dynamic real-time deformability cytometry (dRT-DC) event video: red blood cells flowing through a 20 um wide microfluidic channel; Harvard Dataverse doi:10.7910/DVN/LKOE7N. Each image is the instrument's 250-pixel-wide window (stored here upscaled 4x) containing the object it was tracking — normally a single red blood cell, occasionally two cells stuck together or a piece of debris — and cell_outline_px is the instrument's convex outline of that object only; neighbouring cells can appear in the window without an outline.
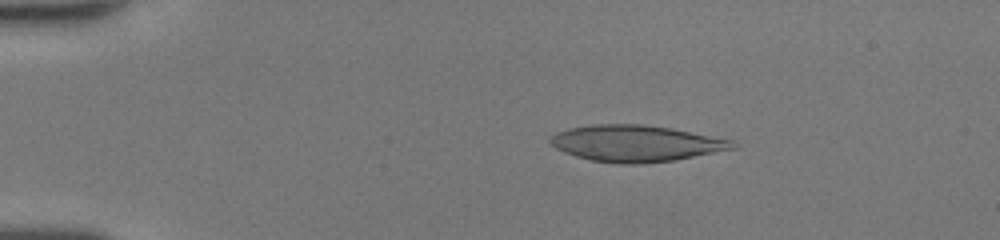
{"species": "human", "species_latin": "Homo sapiens", "temperature_condition": "room temperature", "stored_images_in_passage": 49, "camera_frame_rate_fps": 3000, "um_per_image_px": 0.085, "donor": {"sex": "female"}, "frame": {"image": 1, "passage_image": 10, "time_ms": 3.0, "image_size_px": [1000, 240], "cell_outline_px": [[740, 148], [676, 160], [640, 164], [620, 164], [592, 160], [576, 156], [564, 152], [556, 148], [548, 140], [556, 132], [568, 128], [592, 124], [640, 124], [672, 128], [732, 140]], "centroid_in_image_um": [54.09, 12.19], "position_along_channel_um": 30.9, "area_um2": 38.9}}
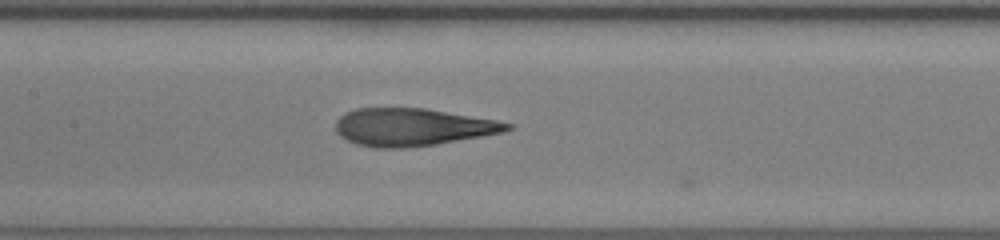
{"frame": {"image": 2, "passage_image": 25, "time_ms": 8.0, "image_size_px": [1000, 240], "cell_outline_px": [[512, 128], [504, 132], [436, 144], [404, 148], [372, 148], [356, 144], [340, 136], [336, 132], [336, 120], [340, 116], [356, 108], [424, 108], [496, 120], [512, 124]], "centroid_in_image_um": [35.03, 10.81], "position_along_channel_um": 172.4, "area_um2": 37.4}}
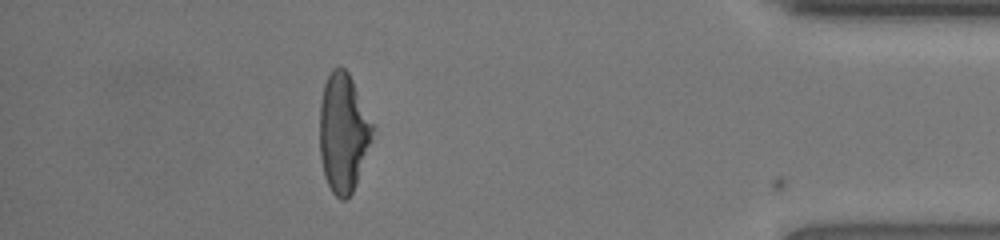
{"frame": {"image": 3, "passage_image": 44, "time_ms": 14.333, "image_size_px": [1000, 240], "cell_outline_px": [[376, 128], [372, 140], [352, 192], [348, 200], [340, 200], [332, 192], [324, 176], [320, 156], [320, 104], [324, 84], [332, 68], [340, 64], [348, 72], [376, 124]], "centroid_in_image_um": [29.2, 11.24], "position_along_channel_um": 406.0, "area_um2": 37.17}, "authors_computed_cell_mechanics": {"area_um2": 37.859, "velocity_mm_per_s": 4.3348, "shape_relaxation_time_tau1_ms": 3.9761, "shape_relaxation_time_tau2_ms": 1.0823, "deformation_change_tau1": 0.2174, "deformation_change_tau2": 0.1112}}